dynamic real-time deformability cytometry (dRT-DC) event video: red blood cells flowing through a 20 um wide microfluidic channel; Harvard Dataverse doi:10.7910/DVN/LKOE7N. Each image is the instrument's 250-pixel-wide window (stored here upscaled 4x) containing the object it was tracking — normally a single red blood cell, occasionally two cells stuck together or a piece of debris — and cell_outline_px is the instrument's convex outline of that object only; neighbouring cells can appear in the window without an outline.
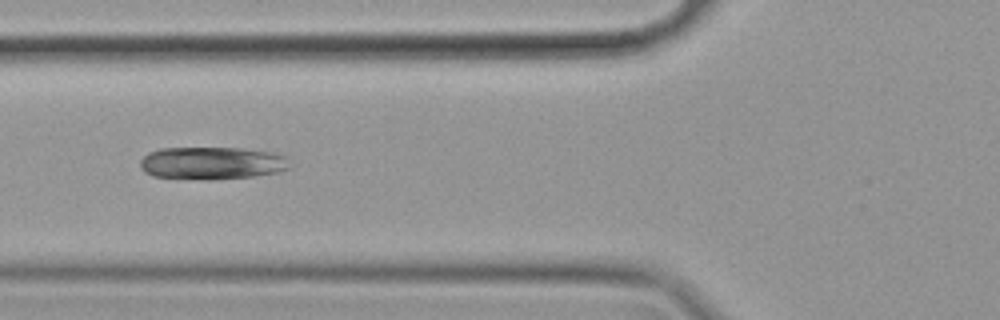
{"species": "common noctule bat (a hibernating species)", "species_latin": "Nyctalus noctula", "temperature_condition": "cold", "stored_images_in_passage": 17, "camera_frame_rate_fps": 3000, "um_per_image_px": 0.085, "animal": {"sex": "female", "body_mass_g": 19.9}, "frame": {"image": 1, "passage_image": 6, "time_ms": 1.667, "image_size_px": [1000, 320], "cell_outline_px": [[292, 168], [280, 172], [252, 176], [212, 180], [208, 180], [152, 176], [144, 172], [140, 168], [140, 160], [148, 152], [160, 148], [240, 148], [272, 152], [288, 156]], "centroid_in_image_um": [18.05, 13.86], "position_along_channel_um": 107.8, "area_um2": 28.84}}
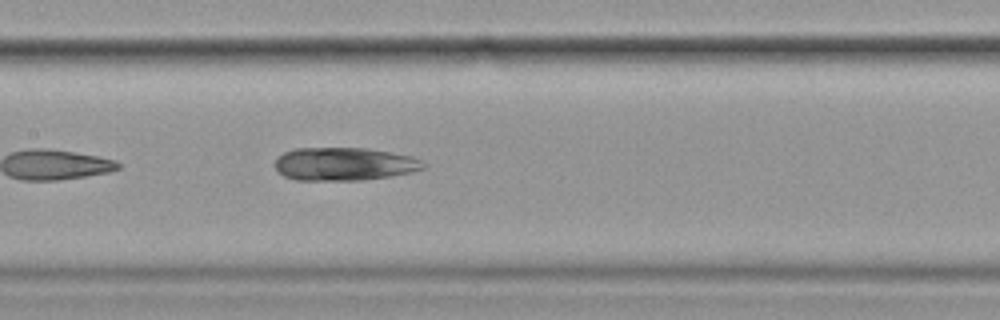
{"frame": {"image": 2, "passage_image": 12, "time_ms": 3.667, "image_size_px": [1000, 320], "cell_outline_px": [[428, 164], [424, 168], [412, 172], [392, 176], [360, 180], [296, 180], [284, 176], [276, 168], [276, 156], [284, 152], [296, 148], [368, 148], [412, 156]], "centroid_in_image_um": [29.28, 13.94], "position_along_channel_um": 178.1, "area_um2": 28.73}}